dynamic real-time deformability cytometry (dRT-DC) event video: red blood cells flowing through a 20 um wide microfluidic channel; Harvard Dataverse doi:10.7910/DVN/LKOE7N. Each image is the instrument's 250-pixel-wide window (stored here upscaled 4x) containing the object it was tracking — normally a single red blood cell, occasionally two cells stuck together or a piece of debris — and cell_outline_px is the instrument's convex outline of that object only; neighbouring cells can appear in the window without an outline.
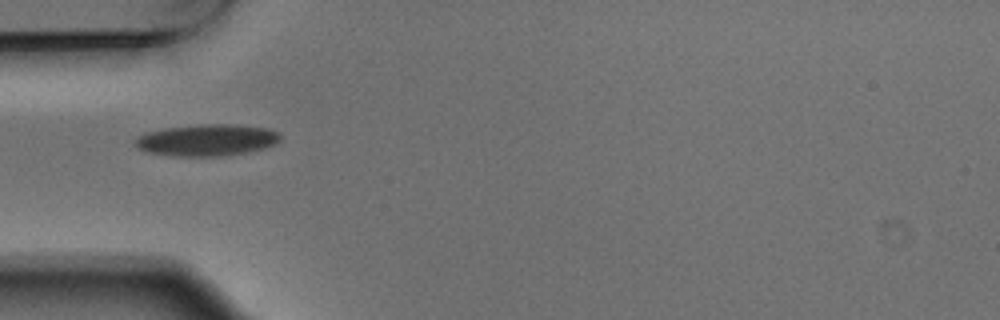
{"species": "Egyptian fruit bat (a non-hibernating species)", "species_latin": "Rousettus aegyptiacus", "temperature_condition": "warm", "stored_images_in_passage": 1, "camera_frame_rate_fps": 3000, "um_per_image_px": 0.085, "animal": {"sex": "male"}, "frame": {"image": 1, "passage_image": 1, "time_ms": 0.0, "image_size_px": [1000, 320], "cell_outline_px": [[280, 140], [276, 144], [264, 148], [248, 152], [220, 156], [172, 156], [148, 152], [140, 148], [136, 144], [136, 140], [140, 136], [148, 132], [164, 128], [200, 124], [236, 124], [268, 128], [280, 132]], "centroid_in_image_um": [17.66, 11.9], "position_along_channel_um": 67.3, "area_um2": 26.76}}